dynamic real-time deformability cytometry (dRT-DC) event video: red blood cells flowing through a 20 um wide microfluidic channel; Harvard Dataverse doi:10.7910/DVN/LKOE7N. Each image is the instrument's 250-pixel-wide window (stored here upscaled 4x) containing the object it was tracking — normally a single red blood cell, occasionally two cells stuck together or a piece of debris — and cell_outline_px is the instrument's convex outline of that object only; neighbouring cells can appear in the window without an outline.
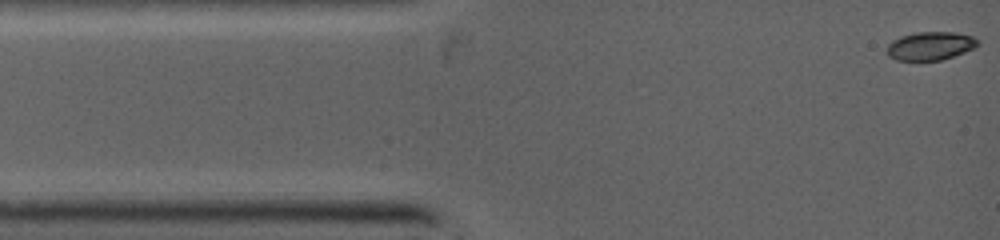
{"species": "common noctule bat (a hibernating species)", "species_latin": "Nyctalus noctula", "temperature_condition": "warm", "stored_images_in_passage": 51, "camera_frame_rate_fps": 5000, "um_per_image_px": 0.085, "animal": {"sex": "female", "body_mass_g": 19.0, "forearm_length_mm": 53.3}, "frame": {"image": 1, "passage_image": 1, "time_ms": 0.0, "image_size_px": [1000, 240], "cell_outline_px": [[980, 44], [976, 48], [940, 60], [896, 60], [888, 56], [888, 44], [892, 40], [900, 36], [916, 32], [952, 32], [972, 36], [980, 40]], "centroid_in_image_um": [79.1, 3.89], "position_along_channel_um": 5.9, "area_um2": 15.03}}
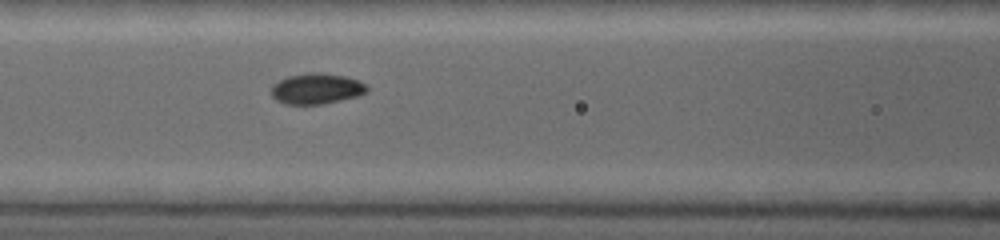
{"frame": {"image": 2, "passage_image": 22, "time_ms": 4.2, "image_size_px": [1000, 240], "cell_outline_px": [[368, 92], [360, 96], [320, 104], [284, 104], [276, 100], [272, 96], [272, 84], [288, 76], [308, 72], [316, 72], [344, 76], [360, 80], [368, 88]], "centroid_in_image_um": [26.91, 7.53], "position_along_channel_um": 139.7, "area_um2": 17.17}}
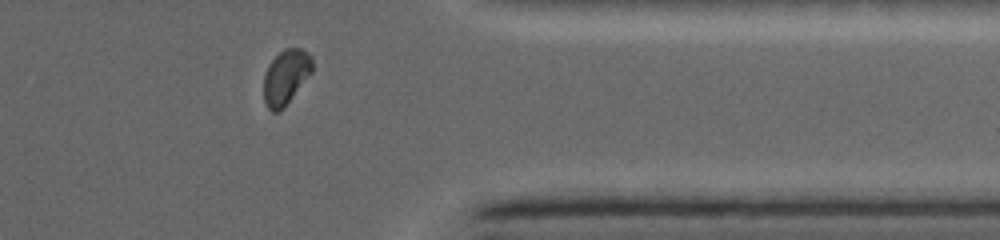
{"frame": {"image": 3, "passage_image": 45, "time_ms": 9.6, "image_size_px": [1000, 240], "cell_outline_px": [[312, 72], [284, 108], [276, 112], [272, 112], [268, 108], [264, 100], [264, 76], [268, 64], [284, 48], [300, 48], [308, 52], [312, 56]], "centroid_in_image_um": [24.3, 6.54], "position_along_channel_um": 387.1, "area_um2": 15.49}}